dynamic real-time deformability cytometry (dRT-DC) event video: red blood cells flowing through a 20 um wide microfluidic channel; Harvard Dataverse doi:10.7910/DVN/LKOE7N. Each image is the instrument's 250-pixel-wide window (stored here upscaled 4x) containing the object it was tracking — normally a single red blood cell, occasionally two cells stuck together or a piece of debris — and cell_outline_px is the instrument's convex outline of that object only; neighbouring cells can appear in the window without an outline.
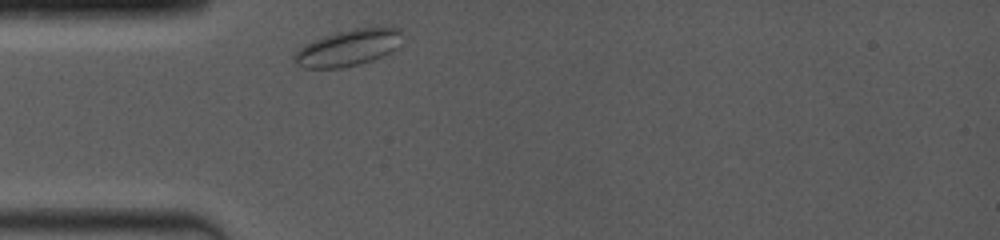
{"species": "common noctule bat (a hibernating species)", "species_latin": "Nyctalus noctula", "temperature_condition": "room temperature", "stored_images_in_passage": 25, "camera_frame_rate_fps": 4000, "um_per_image_px": 0.085, "animal": {"sex": "female", "body_mass_g": 19.0, "forearm_length_mm": 53.3}, "frame": {"image": 1, "passage_image": 1, "time_ms": 0.0, "image_size_px": [1000, 240], "cell_outline_px": [[400, 32], [396, 48], [392, 52], [372, 60], [360, 64], [340, 68], [304, 68], [296, 64], [292, 56], [304, 44], [312, 40], [336, 32], [356, 28], [400, 28]], "centroid_in_image_um": [29.53, 4.08], "position_along_channel_um": 55.5, "area_um2": 22.6}}
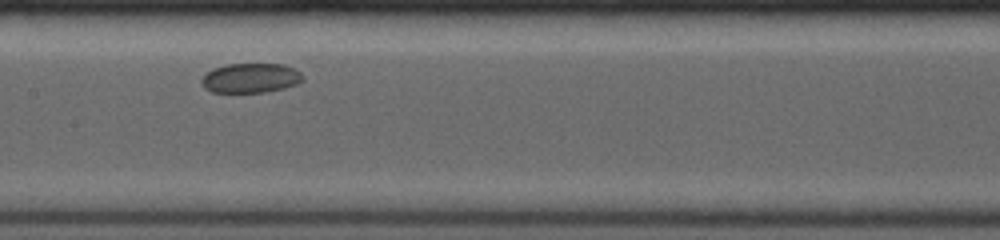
{"frame": {"image": 2, "passage_image": 10, "time_ms": 3.75, "image_size_px": [1000, 240], "cell_outline_px": [[304, 80], [296, 84], [284, 88], [264, 92], [212, 92], [204, 88], [200, 80], [212, 68], [228, 64], [284, 64], [296, 68], [304, 76]], "centroid_in_image_um": [21.33, 6.62], "position_along_channel_um": 186.1, "area_um2": 17.57}}
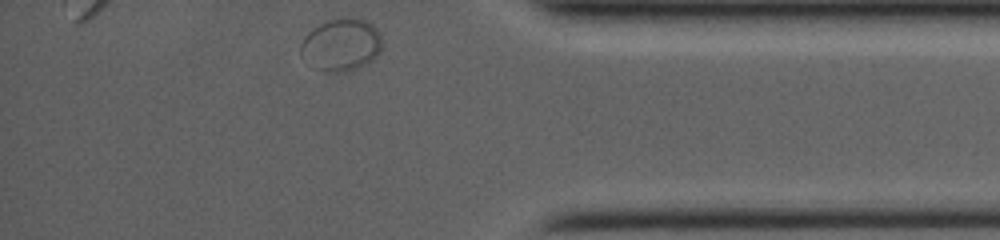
{"frame": {"image": 3, "passage_image": 25, "time_ms": 10.0, "image_size_px": [1000, 240], "cell_outline_px": [[380, 52], [368, 64], [344, 72], [328, 72], [312, 68], [300, 56], [300, 44], [304, 36], [308, 32], [320, 24], [328, 20], [364, 20], [372, 24], [376, 28], [380, 36]], "centroid_in_image_um": [28.95, 3.86], "position_along_channel_um": 406.3, "area_um2": 24.62}}